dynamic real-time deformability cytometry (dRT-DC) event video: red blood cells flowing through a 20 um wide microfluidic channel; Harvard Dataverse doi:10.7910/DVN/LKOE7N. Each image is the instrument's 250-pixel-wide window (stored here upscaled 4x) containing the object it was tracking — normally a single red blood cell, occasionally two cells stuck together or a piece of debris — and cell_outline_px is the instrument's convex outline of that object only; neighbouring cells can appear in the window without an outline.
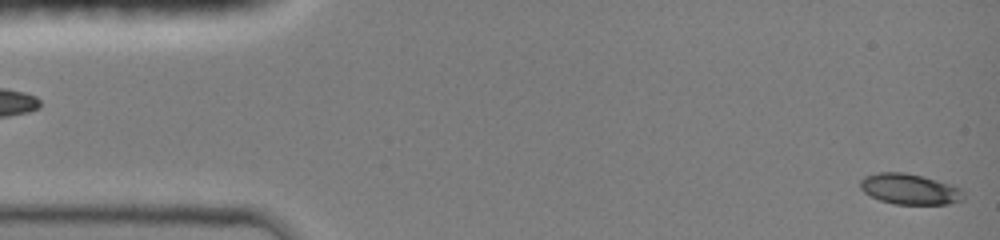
{"species": "common noctule bat (a hibernating species)", "species_latin": "Nyctalus noctula", "temperature_condition": "room temperature", "stored_images_in_passage": 15, "camera_frame_rate_fps": 3000, "um_per_image_px": 0.085, "animal": {"sex": "female", "body_mass_g": 19.0, "forearm_length_mm": 51.5}, "frame": {"image": 1, "passage_image": 1, "time_ms": 0.0, "image_size_px": [1000, 240], "cell_outline_px": [[964, 200], [948, 204], [896, 204], [880, 200], [864, 192], [860, 188], [860, 180], [864, 176], [880, 172], [900, 172], [920, 176], [960, 188], [964, 196]], "centroid_in_image_um": [77.29, 16.08], "position_along_channel_um": 7.7, "area_um2": 18.09}}
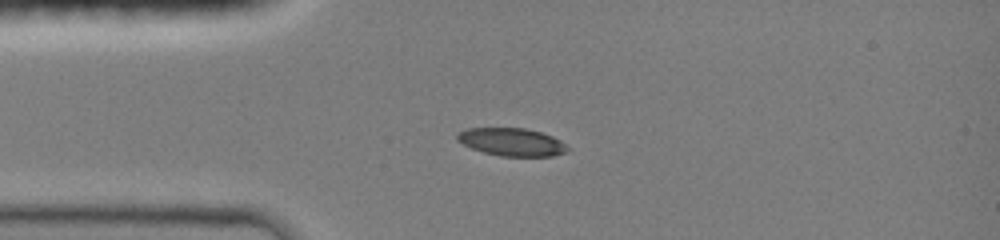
{"frame": {"image": 2, "passage_image": 9, "time_ms": 3.333, "image_size_px": [1000, 240], "cell_outline_px": [[568, 148], [564, 152], [552, 156], [500, 156], [484, 152], [472, 148], [456, 140], [456, 136], [460, 132], [468, 128], [524, 128], [540, 132], [552, 136], [560, 140]], "centroid_in_image_um": [43.48, 12.07], "position_along_channel_um": 41.5, "area_um2": 17.63}}
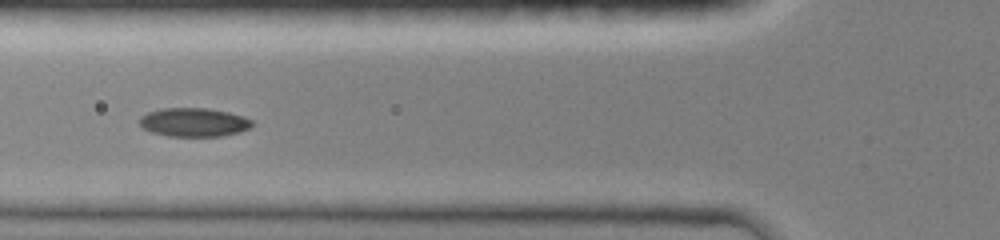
{"frame": {"image": 3, "passage_image": 13, "time_ms": 5.333, "image_size_px": [1000, 240], "cell_outline_px": [[252, 124], [248, 128], [240, 132], [220, 136], [168, 136], [152, 132], [144, 128], [140, 124], [140, 116], [148, 112], [164, 108], [204, 108], [228, 112], [244, 116], [252, 120]], "centroid_in_image_um": [16.47, 10.39], "position_along_channel_um": 109.3, "area_um2": 18.67}}